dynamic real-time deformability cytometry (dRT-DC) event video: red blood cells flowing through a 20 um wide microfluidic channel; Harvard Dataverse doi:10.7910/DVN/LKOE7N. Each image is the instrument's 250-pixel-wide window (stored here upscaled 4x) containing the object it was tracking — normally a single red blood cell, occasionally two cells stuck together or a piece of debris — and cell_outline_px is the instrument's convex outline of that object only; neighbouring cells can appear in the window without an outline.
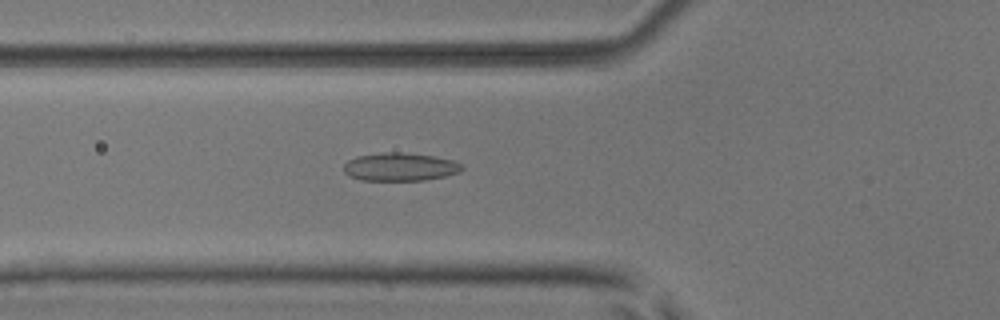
{"species": "common noctule bat (a hibernating species)", "species_latin": "Nyctalus noctula", "temperature_condition": "room temperature", "stored_images_in_passage": 28, "camera_frame_rate_fps": 3000, "um_per_image_px": 0.085, "animal": {"sex": "male", "body_mass_g": 17.9, "forearm_length_mm": 54.2}, "frame": {"image": 1, "passage_image": 2, "time_ms": 0.333, "image_size_px": [1000, 320], "cell_outline_px": [[464, 168], [460, 172], [444, 176], [424, 180], [360, 180], [344, 172], [344, 164], [348, 160], [356, 156], [384, 152], [400, 152], [432, 156], [452, 160], [460, 164]], "centroid_in_image_um": [33.99, 14.18], "position_along_channel_um": 91.8, "area_um2": 19.19}}
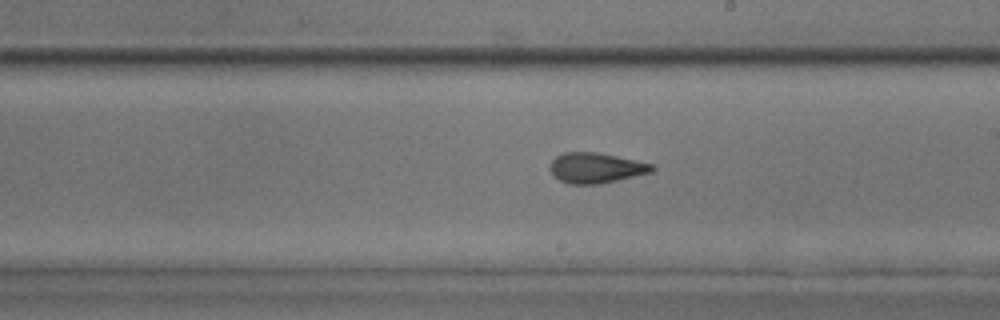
{"frame": {"image": 2, "passage_image": 13, "time_ms": 4.0, "image_size_px": [1000, 320], "cell_outline_px": [[656, 168], [652, 172], [600, 184], [568, 184], [560, 180], [548, 168], [552, 160], [556, 156], [564, 152], [596, 152], [656, 164]], "centroid_in_image_um": [50.68, 14.27], "position_along_channel_um": 238.3, "area_um2": 18.09}}
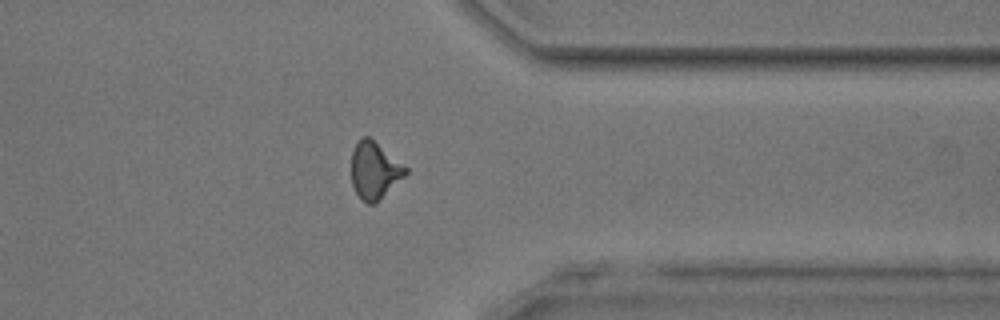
{"frame": {"image": 3, "passage_image": 24, "time_ms": 7.667, "image_size_px": [1000, 320], "cell_outline_px": [[408, 172], [404, 176], [372, 204], [368, 204], [356, 192], [352, 184], [352, 148], [364, 136], [368, 136], [408, 168]], "centroid_in_image_um": [31.82, 14.45], "position_along_channel_um": 379.6, "area_um2": 17.28}}